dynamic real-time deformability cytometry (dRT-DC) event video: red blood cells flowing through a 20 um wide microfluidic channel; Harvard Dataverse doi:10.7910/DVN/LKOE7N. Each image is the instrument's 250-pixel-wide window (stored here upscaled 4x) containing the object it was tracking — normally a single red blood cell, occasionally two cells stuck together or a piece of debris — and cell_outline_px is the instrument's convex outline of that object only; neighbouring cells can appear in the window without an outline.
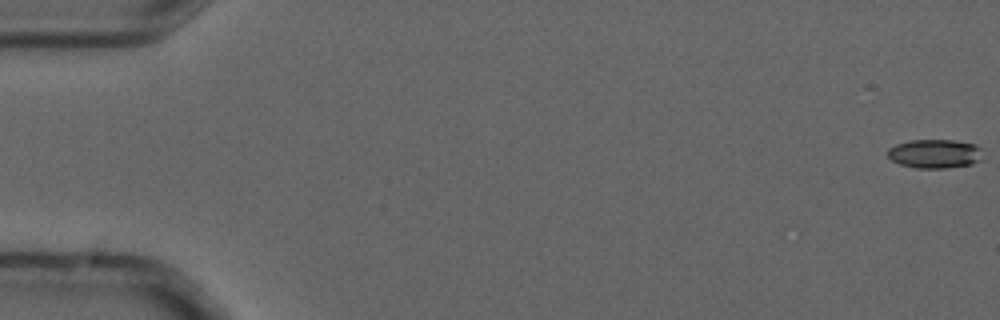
{"species": "common noctule bat (a hibernating species)", "species_latin": "Nyctalus noctula", "temperature_condition": "cold", "stored_images_in_passage": 5, "camera_frame_rate_fps": 3000, "um_per_image_px": 0.085, "animal": {"sex": "male", "forearm_length_mm": 52.5}, "frame": {"image": 1, "passage_image": 1, "time_ms": 0.0, "image_size_px": [1000, 320], "cell_outline_px": [[980, 160], [972, 164], [948, 168], [916, 168], [900, 164], [892, 160], [888, 156], [888, 148], [896, 144], [908, 140], [952, 140], [976, 144], [980, 148]], "centroid_in_image_um": [79.44, 13.06], "position_along_channel_um": 5.6, "area_um2": 16.01}}
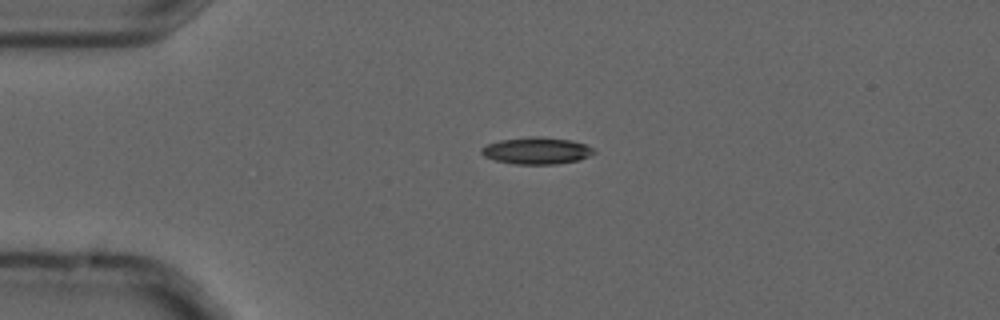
{"frame": {"image": 2, "passage_image": 4, "time_ms": 1.0, "image_size_px": [1000, 320], "cell_outline_px": [[596, 152], [580, 160], [556, 164], [512, 164], [496, 160], [484, 156], [480, 152], [480, 148], [488, 144], [500, 140], [528, 136], [540, 136], [572, 140], [584, 144], [592, 148]], "centroid_in_image_um": [45.6, 12.8], "position_along_channel_um": 39.4, "area_um2": 17.69}}